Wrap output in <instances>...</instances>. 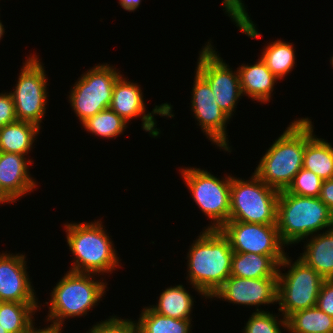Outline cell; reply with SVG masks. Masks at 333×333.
I'll return each instance as SVG.
<instances>
[{
	"label": "cell",
	"mask_w": 333,
	"mask_h": 333,
	"mask_svg": "<svg viewBox=\"0 0 333 333\" xmlns=\"http://www.w3.org/2000/svg\"><path fill=\"white\" fill-rule=\"evenodd\" d=\"M287 255L278 266V311L284 318L291 314L316 306L324 278L301 259L291 262ZM292 263V264H291ZM290 268L282 273L280 268Z\"/></svg>",
	"instance_id": "52a82bcc"
},
{
	"label": "cell",
	"mask_w": 333,
	"mask_h": 333,
	"mask_svg": "<svg viewBox=\"0 0 333 333\" xmlns=\"http://www.w3.org/2000/svg\"><path fill=\"white\" fill-rule=\"evenodd\" d=\"M194 202L211 221L207 229H220L229 221L232 176L222 180L200 168L179 170Z\"/></svg>",
	"instance_id": "ba28073f"
},
{
	"label": "cell",
	"mask_w": 333,
	"mask_h": 333,
	"mask_svg": "<svg viewBox=\"0 0 333 333\" xmlns=\"http://www.w3.org/2000/svg\"><path fill=\"white\" fill-rule=\"evenodd\" d=\"M278 277L241 278L230 276L211 298H219L230 303L256 306L277 303Z\"/></svg>",
	"instance_id": "9a60e30c"
},
{
	"label": "cell",
	"mask_w": 333,
	"mask_h": 333,
	"mask_svg": "<svg viewBox=\"0 0 333 333\" xmlns=\"http://www.w3.org/2000/svg\"><path fill=\"white\" fill-rule=\"evenodd\" d=\"M276 225L282 243L295 245L322 229L333 228V214L319 197H303L282 190L278 196Z\"/></svg>",
	"instance_id": "277c9868"
},
{
	"label": "cell",
	"mask_w": 333,
	"mask_h": 333,
	"mask_svg": "<svg viewBox=\"0 0 333 333\" xmlns=\"http://www.w3.org/2000/svg\"><path fill=\"white\" fill-rule=\"evenodd\" d=\"M0 253V301L38 303L28 275L26 256Z\"/></svg>",
	"instance_id": "2e32d148"
},
{
	"label": "cell",
	"mask_w": 333,
	"mask_h": 333,
	"mask_svg": "<svg viewBox=\"0 0 333 333\" xmlns=\"http://www.w3.org/2000/svg\"><path fill=\"white\" fill-rule=\"evenodd\" d=\"M283 259L284 256L233 253L231 276L250 279L278 277V266Z\"/></svg>",
	"instance_id": "ffe728a7"
},
{
	"label": "cell",
	"mask_w": 333,
	"mask_h": 333,
	"mask_svg": "<svg viewBox=\"0 0 333 333\" xmlns=\"http://www.w3.org/2000/svg\"><path fill=\"white\" fill-rule=\"evenodd\" d=\"M292 43L276 40L267 44L261 53V59L265 62L272 74L280 79L292 71L295 64V51Z\"/></svg>",
	"instance_id": "484cf974"
},
{
	"label": "cell",
	"mask_w": 333,
	"mask_h": 333,
	"mask_svg": "<svg viewBox=\"0 0 333 333\" xmlns=\"http://www.w3.org/2000/svg\"><path fill=\"white\" fill-rule=\"evenodd\" d=\"M316 306L333 317V279L324 280L317 298Z\"/></svg>",
	"instance_id": "d6a6232c"
},
{
	"label": "cell",
	"mask_w": 333,
	"mask_h": 333,
	"mask_svg": "<svg viewBox=\"0 0 333 333\" xmlns=\"http://www.w3.org/2000/svg\"><path fill=\"white\" fill-rule=\"evenodd\" d=\"M220 230L228 238L233 253H255L266 256H285V246L277 225L228 221Z\"/></svg>",
	"instance_id": "7c38bea8"
},
{
	"label": "cell",
	"mask_w": 333,
	"mask_h": 333,
	"mask_svg": "<svg viewBox=\"0 0 333 333\" xmlns=\"http://www.w3.org/2000/svg\"><path fill=\"white\" fill-rule=\"evenodd\" d=\"M127 124V121L110 108L102 110L82 123L88 132L108 139L123 134L128 127Z\"/></svg>",
	"instance_id": "83f0119b"
},
{
	"label": "cell",
	"mask_w": 333,
	"mask_h": 333,
	"mask_svg": "<svg viewBox=\"0 0 333 333\" xmlns=\"http://www.w3.org/2000/svg\"><path fill=\"white\" fill-rule=\"evenodd\" d=\"M124 75H121L114 84L111 104L109 106L114 112H116L125 121L129 122L134 117H141L142 129L157 137L160 134V129L155 128L156 120L154 115H160L161 117H174L172 113V105L169 103L155 105L152 112L146 114V104L144 103L143 92L137 83L128 81Z\"/></svg>",
	"instance_id": "5bb4252c"
},
{
	"label": "cell",
	"mask_w": 333,
	"mask_h": 333,
	"mask_svg": "<svg viewBox=\"0 0 333 333\" xmlns=\"http://www.w3.org/2000/svg\"><path fill=\"white\" fill-rule=\"evenodd\" d=\"M330 63L332 64L333 67V56L330 58Z\"/></svg>",
	"instance_id": "ab89813d"
},
{
	"label": "cell",
	"mask_w": 333,
	"mask_h": 333,
	"mask_svg": "<svg viewBox=\"0 0 333 333\" xmlns=\"http://www.w3.org/2000/svg\"><path fill=\"white\" fill-rule=\"evenodd\" d=\"M243 333H282L281 325L283 329L287 328V319L282 318L278 320V316L268 311H255L250 315Z\"/></svg>",
	"instance_id": "f1b7e54d"
},
{
	"label": "cell",
	"mask_w": 333,
	"mask_h": 333,
	"mask_svg": "<svg viewBox=\"0 0 333 333\" xmlns=\"http://www.w3.org/2000/svg\"><path fill=\"white\" fill-rule=\"evenodd\" d=\"M322 182L318 175L302 167L286 191L303 197H319Z\"/></svg>",
	"instance_id": "f546056e"
},
{
	"label": "cell",
	"mask_w": 333,
	"mask_h": 333,
	"mask_svg": "<svg viewBox=\"0 0 333 333\" xmlns=\"http://www.w3.org/2000/svg\"><path fill=\"white\" fill-rule=\"evenodd\" d=\"M98 274L68 271L51 290L46 320L60 328L65 319L86 315L105 295L107 283L93 277ZM94 279V280H93ZM94 306V307H93Z\"/></svg>",
	"instance_id": "5b68a950"
},
{
	"label": "cell",
	"mask_w": 333,
	"mask_h": 333,
	"mask_svg": "<svg viewBox=\"0 0 333 333\" xmlns=\"http://www.w3.org/2000/svg\"><path fill=\"white\" fill-rule=\"evenodd\" d=\"M237 69L243 96L246 95L260 103L271 100L275 82L279 79L272 74L261 58L253 65L242 64Z\"/></svg>",
	"instance_id": "ac0fdd59"
},
{
	"label": "cell",
	"mask_w": 333,
	"mask_h": 333,
	"mask_svg": "<svg viewBox=\"0 0 333 333\" xmlns=\"http://www.w3.org/2000/svg\"><path fill=\"white\" fill-rule=\"evenodd\" d=\"M93 333H142L140 326L131 319H121L116 316H110L105 321L93 325Z\"/></svg>",
	"instance_id": "4dcf8cb0"
},
{
	"label": "cell",
	"mask_w": 333,
	"mask_h": 333,
	"mask_svg": "<svg viewBox=\"0 0 333 333\" xmlns=\"http://www.w3.org/2000/svg\"><path fill=\"white\" fill-rule=\"evenodd\" d=\"M303 168L314 172L323 181L333 178V146L313 135L305 144Z\"/></svg>",
	"instance_id": "603a6c76"
},
{
	"label": "cell",
	"mask_w": 333,
	"mask_h": 333,
	"mask_svg": "<svg viewBox=\"0 0 333 333\" xmlns=\"http://www.w3.org/2000/svg\"><path fill=\"white\" fill-rule=\"evenodd\" d=\"M137 321L142 333H190L192 319H175L144 307Z\"/></svg>",
	"instance_id": "4316f807"
},
{
	"label": "cell",
	"mask_w": 333,
	"mask_h": 333,
	"mask_svg": "<svg viewBox=\"0 0 333 333\" xmlns=\"http://www.w3.org/2000/svg\"><path fill=\"white\" fill-rule=\"evenodd\" d=\"M17 121L13 98L9 93H0V128Z\"/></svg>",
	"instance_id": "1f68e13d"
},
{
	"label": "cell",
	"mask_w": 333,
	"mask_h": 333,
	"mask_svg": "<svg viewBox=\"0 0 333 333\" xmlns=\"http://www.w3.org/2000/svg\"><path fill=\"white\" fill-rule=\"evenodd\" d=\"M14 91L10 92L17 120L30 122L41 128L46 112L48 92L47 74L37 55L29 56L23 63Z\"/></svg>",
	"instance_id": "30bf717a"
},
{
	"label": "cell",
	"mask_w": 333,
	"mask_h": 333,
	"mask_svg": "<svg viewBox=\"0 0 333 333\" xmlns=\"http://www.w3.org/2000/svg\"><path fill=\"white\" fill-rule=\"evenodd\" d=\"M187 255V280L199 295L211 298L231 276L233 250L228 238L220 229L205 228Z\"/></svg>",
	"instance_id": "6da1fadb"
},
{
	"label": "cell",
	"mask_w": 333,
	"mask_h": 333,
	"mask_svg": "<svg viewBox=\"0 0 333 333\" xmlns=\"http://www.w3.org/2000/svg\"><path fill=\"white\" fill-rule=\"evenodd\" d=\"M40 128L30 122L17 120L0 128V152L28 154Z\"/></svg>",
	"instance_id": "44dd1931"
},
{
	"label": "cell",
	"mask_w": 333,
	"mask_h": 333,
	"mask_svg": "<svg viewBox=\"0 0 333 333\" xmlns=\"http://www.w3.org/2000/svg\"><path fill=\"white\" fill-rule=\"evenodd\" d=\"M312 121L294 119L261 157L254 174L278 191L286 190L303 167L306 142L313 136Z\"/></svg>",
	"instance_id": "7a4b0ae2"
},
{
	"label": "cell",
	"mask_w": 333,
	"mask_h": 333,
	"mask_svg": "<svg viewBox=\"0 0 333 333\" xmlns=\"http://www.w3.org/2000/svg\"><path fill=\"white\" fill-rule=\"evenodd\" d=\"M0 333H8V332L0 325Z\"/></svg>",
	"instance_id": "f35d334b"
},
{
	"label": "cell",
	"mask_w": 333,
	"mask_h": 333,
	"mask_svg": "<svg viewBox=\"0 0 333 333\" xmlns=\"http://www.w3.org/2000/svg\"><path fill=\"white\" fill-rule=\"evenodd\" d=\"M5 29L4 26L2 25V22L0 20V40L2 39V36L4 35Z\"/></svg>",
	"instance_id": "74e56055"
},
{
	"label": "cell",
	"mask_w": 333,
	"mask_h": 333,
	"mask_svg": "<svg viewBox=\"0 0 333 333\" xmlns=\"http://www.w3.org/2000/svg\"><path fill=\"white\" fill-rule=\"evenodd\" d=\"M64 226L67 245L74 256V263L69 271L98 273L99 276L120 268L114 243L100 219L89 223H66Z\"/></svg>",
	"instance_id": "3957f363"
},
{
	"label": "cell",
	"mask_w": 333,
	"mask_h": 333,
	"mask_svg": "<svg viewBox=\"0 0 333 333\" xmlns=\"http://www.w3.org/2000/svg\"><path fill=\"white\" fill-rule=\"evenodd\" d=\"M192 88L191 110L206 137L231 153L226 128L230 117L218 106L209 83L196 71Z\"/></svg>",
	"instance_id": "4fadbf2b"
},
{
	"label": "cell",
	"mask_w": 333,
	"mask_h": 333,
	"mask_svg": "<svg viewBox=\"0 0 333 333\" xmlns=\"http://www.w3.org/2000/svg\"><path fill=\"white\" fill-rule=\"evenodd\" d=\"M286 330L289 333H333V317L314 306L291 314Z\"/></svg>",
	"instance_id": "d4e9b609"
},
{
	"label": "cell",
	"mask_w": 333,
	"mask_h": 333,
	"mask_svg": "<svg viewBox=\"0 0 333 333\" xmlns=\"http://www.w3.org/2000/svg\"><path fill=\"white\" fill-rule=\"evenodd\" d=\"M142 0H119L120 6L126 11L134 12L140 6Z\"/></svg>",
	"instance_id": "d590c367"
},
{
	"label": "cell",
	"mask_w": 333,
	"mask_h": 333,
	"mask_svg": "<svg viewBox=\"0 0 333 333\" xmlns=\"http://www.w3.org/2000/svg\"><path fill=\"white\" fill-rule=\"evenodd\" d=\"M279 191L254 173L250 180L232 176L229 221L276 225Z\"/></svg>",
	"instance_id": "8992f818"
},
{
	"label": "cell",
	"mask_w": 333,
	"mask_h": 333,
	"mask_svg": "<svg viewBox=\"0 0 333 333\" xmlns=\"http://www.w3.org/2000/svg\"><path fill=\"white\" fill-rule=\"evenodd\" d=\"M196 71L209 83L218 106L231 118L242 95L237 71L217 54L211 41L199 52Z\"/></svg>",
	"instance_id": "8fae6325"
},
{
	"label": "cell",
	"mask_w": 333,
	"mask_h": 333,
	"mask_svg": "<svg viewBox=\"0 0 333 333\" xmlns=\"http://www.w3.org/2000/svg\"><path fill=\"white\" fill-rule=\"evenodd\" d=\"M109 65L90 68L71 88L69 102L81 124L111 104L114 84L122 74Z\"/></svg>",
	"instance_id": "9c48e42d"
},
{
	"label": "cell",
	"mask_w": 333,
	"mask_h": 333,
	"mask_svg": "<svg viewBox=\"0 0 333 333\" xmlns=\"http://www.w3.org/2000/svg\"><path fill=\"white\" fill-rule=\"evenodd\" d=\"M35 325H32L25 333H61L63 332L62 329L54 324H50L49 326H47L46 328H42V329H37L34 328Z\"/></svg>",
	"instance_id": "e575fe53"
},
{
	"label": "cell",
	"mask_w": 333,
	"mask_h": 333,
	"mask_svg": "<svg viewBox=\"0 0 333 333\" xmlns=\"http://www.w3.org/2000/svg\"><path fill=\"white\" fill-rule=\"evenodd\" d=\"M31 160L18 153L0 152L1 187L15 202L37 185L28 168Z\"/></svg>",
	"instance_id": "e0dca14e"
},
{
	"label": "cell",
	"mask_w": 333,
	"mask_h": 333,
	"mask_svg": "<svg viewBox=\"0 0 333 333\" xmlns=\"http://www.w3.org/2000/svg\"><path fill=\"white\" fill-rule=\"evenodd\" d=\"M298 258L325 280L333 279V228L310 236Z\"/></svg>",
	"instance_id": "d6986e66"
},
{
	"label": "cell",
	"mask_w": 333,
	"mask_h": 333,
	"mask_svg": "<svg viewBox=\"0 0 333 333\" xmlns=\"http://www.w3.org/2000/svg\"><path fill=\"white\" fill-rule=\"evenodd\" d=\"M183 285L165 288L160 294L158 304L149 306L154 312L175 319H192L194 299Z\"/></svg>",
	"instance_id": "7402d4cb"
},
{
	"label": "cell",
	"mask_w": 333,
	"mask_h": 333,
	"mask_svg": "<svg viewBox=\"0 0 333 333\" xmlns=\"http://www.w3.org/2000/svg\"><path fill=\"white\" fill-rule=\"evenodd\" d=\"M39 303L0 301V325L8 333H25L33 322Z\"/></svg>",
	"instance_id": "cb8c5ba5"
},
{
	"label": "cell",
	"mask_w": 333,
	"mask_h": 333,
	"mask_svg": "<svg viewBox=\"0 0 333 333\" xmlns=\"http://www.w3.org/2000/svg\"><path fill=\"white\" fill-rule=\"evenodd\" d=\"M319 199L330 209L333 214V178L322 182Z\"/></svg>",
	"instance_id": "836d02e7"
},
{
	"label": "cell",
	"mask_w": 333,
	"mask_h": 333,
	"mask_svg": "<svg viewBox=\"0 0 333 333\" xmlns=\"http://www.w3.org/2000/svg\"><path fill=\"white\" fill-rule=\"evenodd\" d=\"M15 202L1 187L0 183V204Z\"/></svg>",
	"instance_id": "8d00e7d4"
}]
</instances>
